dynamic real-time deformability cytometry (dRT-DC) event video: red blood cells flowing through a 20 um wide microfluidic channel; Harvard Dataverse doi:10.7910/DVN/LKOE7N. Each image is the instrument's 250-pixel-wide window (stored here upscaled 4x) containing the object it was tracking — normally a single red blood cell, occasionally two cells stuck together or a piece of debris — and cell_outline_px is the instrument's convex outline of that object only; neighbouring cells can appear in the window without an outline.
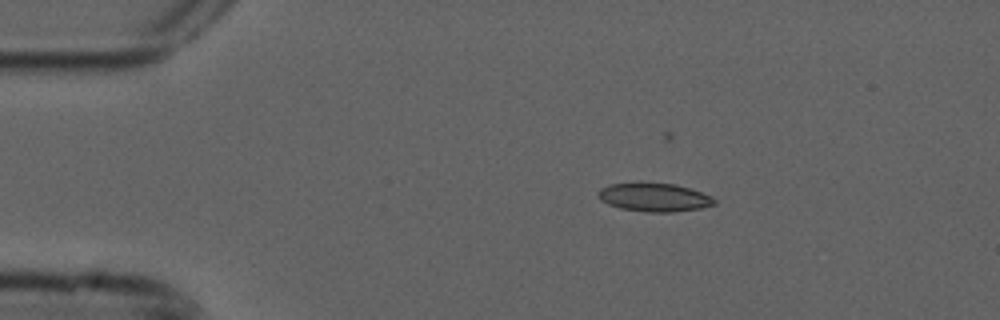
{"species": "common noctule bat (a hibernating species)", "species_latin": "Nyctalus noctula", "temperature_condition": "cold", "stored_images_in_passage": 2, "camera_frame_rate_fps": 3000, "um_per_image_px": 0.085, "animal": {"sex": "male", "forearm_length_mm": 52.5}, "frame": {"image": 1, "passage_image": 1, "time_ms": 0.0, "image_size_px": [1000, 320], "cell_outline_px": [[716, 204], [700, 208], [672, 212], [648, 212], [620, 208], [608, 204], [600, 200], [596, 192], [600, 188], [608, 184], [640, 180], [676, 184], [712, 196], [716, 200]], "centroid_in_image_um": [55.54, 16.73], "position_along_channel_um": 29.5, "area_um2": 19.94}}